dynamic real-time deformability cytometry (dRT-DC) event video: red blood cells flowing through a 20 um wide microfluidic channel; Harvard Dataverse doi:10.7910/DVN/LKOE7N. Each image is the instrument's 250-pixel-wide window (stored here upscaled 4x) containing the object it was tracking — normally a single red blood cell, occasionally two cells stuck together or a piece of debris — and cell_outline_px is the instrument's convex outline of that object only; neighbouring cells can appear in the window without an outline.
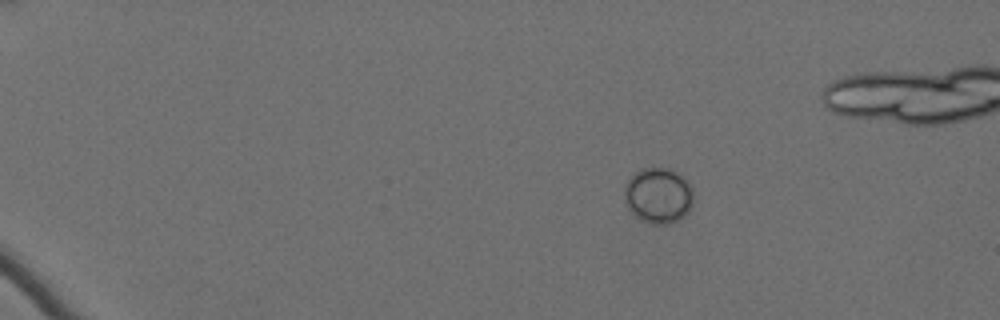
{"species": "Egyptian fruit bat (a non-hibernating species)", "species_latin": "Rousettus aegyptiacus", "temperature_condition": "cold", "stored_images_in_passage": 51, "camera_frame_rate_fps": 3000, "um_per_image_px": 0.085, "animal": {"sex": "female"}, "frame": {"image": 1, "passage_image": 1, "time_ms": 0.0, "image_size_px": [1000, 320], "cell_outline_px": [[692, 204], [688, 212], [684, 216], [668, 224], [652, 224], [640, 220], [624, 204], [624, 184], [640, 168], [668, 168], [680, 172], [692, 184]], "centroid_in_image_um": [55.95, 16.6], "position_along_channel_um": 29.0, "area_um2": 22.77}}
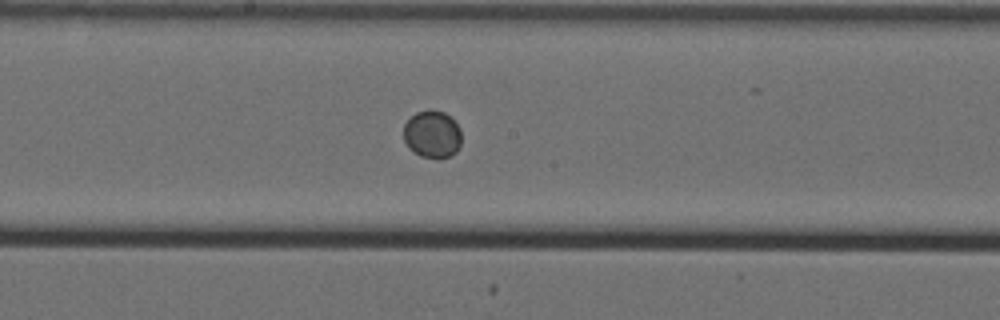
{"frame": {"image": 2, "passage_image": 26, "time_ms": 8.333, "image_size_px": [1000, 320], "cell_outline_px": [[460, 144], [456, 152], [452, 156], [436, 160], [420, 156], [408, 148], [404, 140], [404, 124], [416, 112], [444, 112], [460, 128]], "centroid_in_image_um": [36.73, 11.49], "position_along_channel_um": 211.5, "area_um2": 15.84}}
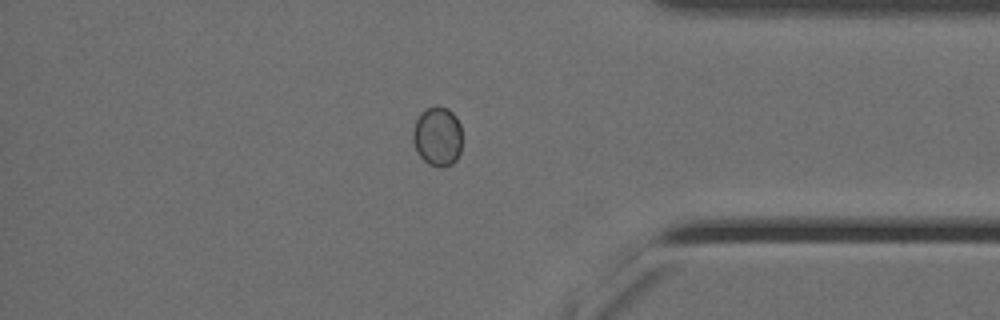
{"frame": {"image": 3, "passage_image": 43, "time_ms": 14.0, "image_size_px": [1000, 320], "cell_outline_px": [[460, 152], [456, 160], [452, 164], [440, 168], [428, 164], [420, 156], [412, 140], [412, 132], [416, 120], [420, 112], [436, 104], [448, 108], [456, 116], [460, 124]], "centroid_in_image_um": [37.18, 11.57], "position_along_channel_um": 398.0, "area_um2": 17.17}}